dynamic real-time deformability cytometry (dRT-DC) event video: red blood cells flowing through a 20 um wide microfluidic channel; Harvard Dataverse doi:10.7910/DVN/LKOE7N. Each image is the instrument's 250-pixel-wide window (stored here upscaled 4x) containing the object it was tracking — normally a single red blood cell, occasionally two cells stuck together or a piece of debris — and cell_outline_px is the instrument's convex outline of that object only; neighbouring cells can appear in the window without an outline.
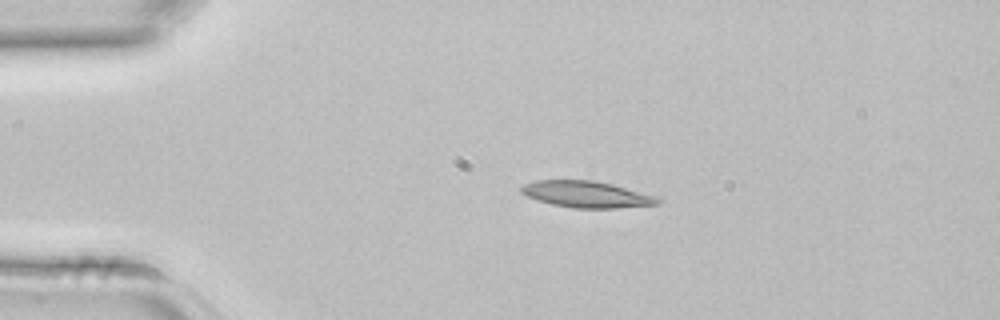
{"species": "common noctule bat (a hibernating species)", "species_latin": "Nyctalus noctula", "temperature_condition": "room temperature", "stored_images_in_passage": 3, "camera_frame_rate_fps": 3000, "um_per_image_px": 0.085, "animal": {"sex": "female", "body_mass_g": 22.7, "forearm_length_mm": 54.2}, "frame": {"image": 1, "passage_image": 2, "time_ms": 0.333, "image_size_px": [1000, 320], "cell_outline_px": [[664, 200], [660, 204], [616, 208], [572, 208], [552, 204], [528, 196], [520, 192], [520, 188], [524, 184], [536, 180], [592, 180], [612, 184], [660, 196]], "centroid_in_image_um": [49.95, 16.52], "position_along_channel_um": 35.1, "area_um2": 21.21}}